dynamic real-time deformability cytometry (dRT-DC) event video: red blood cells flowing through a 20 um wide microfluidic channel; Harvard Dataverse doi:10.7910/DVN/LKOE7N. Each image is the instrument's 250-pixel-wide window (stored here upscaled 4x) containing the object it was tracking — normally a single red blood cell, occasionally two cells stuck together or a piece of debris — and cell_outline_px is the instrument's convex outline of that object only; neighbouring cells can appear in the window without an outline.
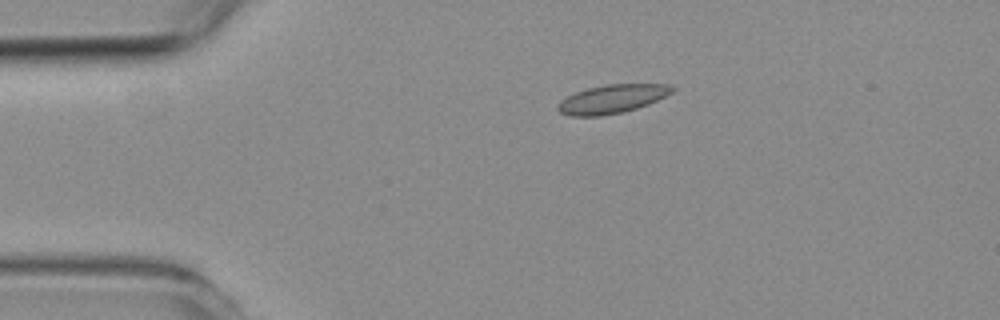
{"species": "common noctule bat (a hibernating species)", "species_latin": "Nyctalus noctula", "temperature_condition": "room temperature", "stored_images_in_passage": 5, "camera_frame_rate_fps": 3000, "um_per_image_px": 0.085, "animal": {"sex": "female", "body_mass_g": 19.3, "forearm_length_mm": 54.1}, "frame": {"image": 1, "passage_image": 3, "time_ms": 2.333, "image_size_px": [1000, 320], "cell_outline_px": [[676, 88], [672, 92], [648, 104], [624, 112], [600, 116], [568, 116], [560, 112], [556, 108], [556, 104], [560, 100], [576, 92], [588, 88], [604, 84], [672, 84]], "centroid_in_image_um": [52.0, 8.41], "position_along_channel_um": 33.0, "area_um2": 19.13}}
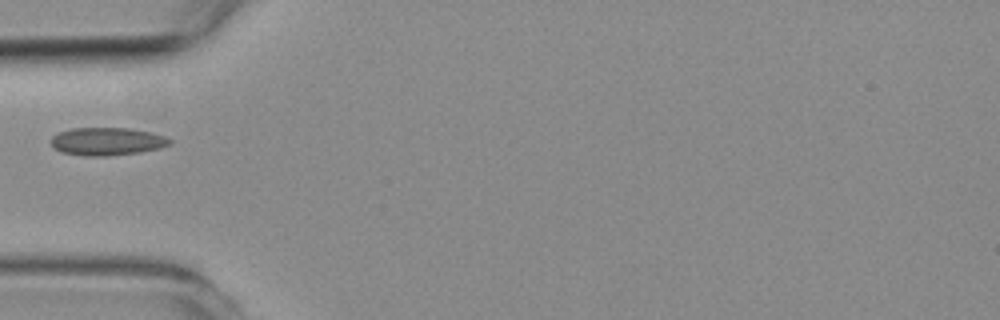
{"frame": {"image": 2, "passage_image": 5, "time_ms": 4.667, "image_size_px": [1000, 320], "cell_outline_px": [[172, 144], [160, 148], [140, 152], [104, 156], [84, 156], [60, 152], [52, 148], [52, 136], [60, 132], [72, 128], [132, 128], [152, 132], [164, 136], [172, 140]], "centroid_in_image_um": [9.11, 12.02], "position_along_channel_um": 75.9, "area_um2": 19.42}}